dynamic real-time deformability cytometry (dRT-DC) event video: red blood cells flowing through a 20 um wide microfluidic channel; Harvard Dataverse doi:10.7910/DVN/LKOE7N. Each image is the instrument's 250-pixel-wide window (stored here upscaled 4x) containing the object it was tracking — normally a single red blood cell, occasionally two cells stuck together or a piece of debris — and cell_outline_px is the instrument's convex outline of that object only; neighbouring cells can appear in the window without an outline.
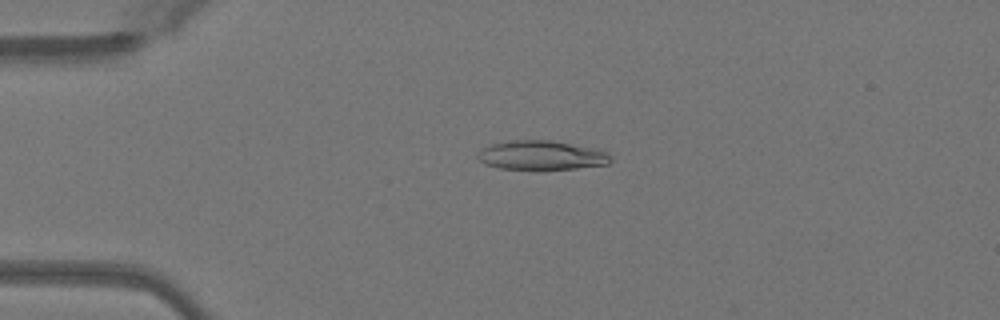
{"species": "Egyptian fruit bat (a non-hibernating species)", "species_latin": "Rousettus aegyptiacus", "temperature_condition": "warm", "stored_images_in_passage": 43, "camera_frame_rate_fps": 3000, "um_per_image_px": 0.085, "animal": {"sex": "female"}, "frame": {"image": 1, "passage_image": 12, "time_ms": 3.667, "image_size_px": [1000, 320], "cell_outline_px": [[612, 160], [608, 164], [576, 168], [500, 168], [484, 164], [476, 156], [484, 148], [492, 144], [512, 140], [552, 140], [608, 152], [612, 156]], "centroid_in_image_um": [46.04, 13.19], "position_along_channel_um": 39.0, "area_um2": 22.02}}
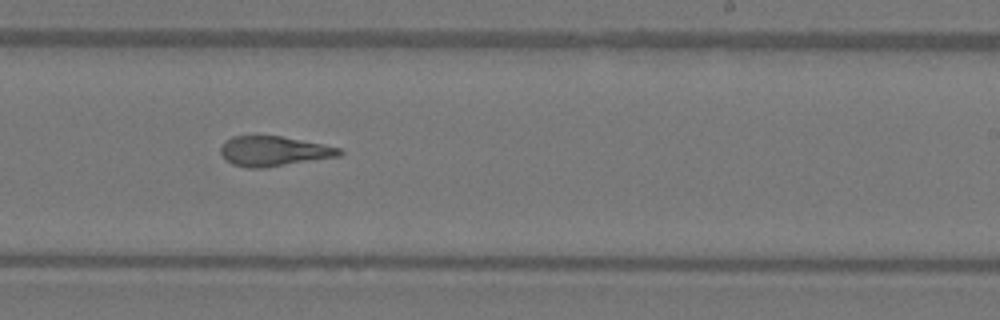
{"frame": {"image": 2, "passage_image": 31, "time_ms": 10.0, "image_size_px": [1000, 320], "cell_outline_px": [[344, 152], [340, 156], [264, 168], [248, 168], [232, 164], [224, 160], [220, 152], [220, 148], [232, 136], [280, 136], [324, 144], [340, 148]], "centroid_in_image_um": [23.28, 12.86], "position_along_channel_um": 265.7, "area_um2": 20.69}}
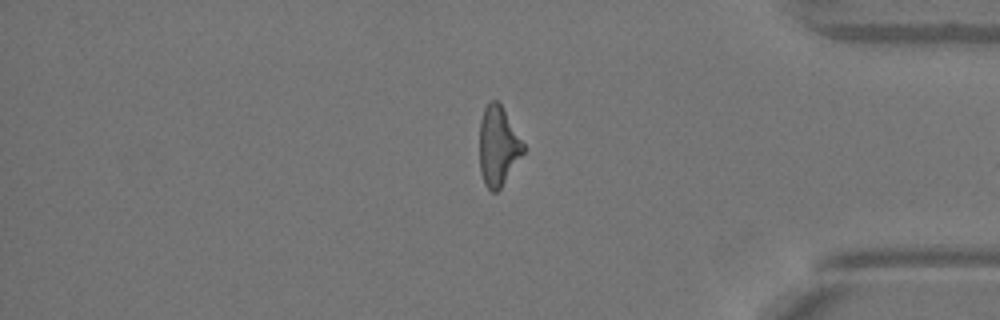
{"frame": {"image": 3, "passage_image": 42, "time_ms": 13.667, "image_size_px": [1000, 320], "cell_outline_px": [[524, 152], [500, 188], [496, 192], [492, 192], [484, 184], [480, 172], [480, 120], [484, 108], [492, 100], [496, 100], [500, 104], [524, 144]], "centroid_in_image_um": [42.32, 12.43], "position_along_channel_um": 392.9, "area_um2": 19.88}, "authors_computed_cell_mechanics": {"area_um2": 21.675, "velocity_mm_per_s": 4.0984, "shape_relaxation_time_tau1_ms": 11.2354, "shape_relaxation_time_tau2_ms": 2.3495, "deformation_change_tau1": 0.3446, "deformation_change_tau2": 0.129}}